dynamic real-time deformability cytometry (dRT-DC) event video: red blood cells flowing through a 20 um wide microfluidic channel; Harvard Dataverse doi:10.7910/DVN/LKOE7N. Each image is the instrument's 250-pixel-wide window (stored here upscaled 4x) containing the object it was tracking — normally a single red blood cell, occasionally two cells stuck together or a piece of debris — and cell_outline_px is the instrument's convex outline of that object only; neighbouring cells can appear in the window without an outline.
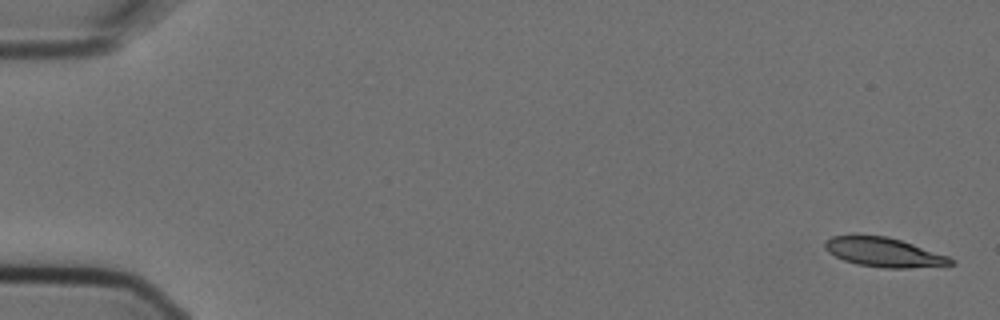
{"species": "Egyptian fruit bat (a non-hibernating species)", "species_latin": "Rousettus aegyptiacus", "temperature_condition": "cold", "stored_images_in_passage": 5, "camera_frame_rate_fps": 3000, "um_per_image_px": 0.085, "animal": {"sex": "female"}, "frame": {"image": 1, "passage_image": 1, "time_ms": 0.0, "image_size_px": [1000, 320], "cell_outline_px": [[956, 264], [908, 268], [884, 268], [856, 264], [844, 260], [828, 252], [824, 248], [824, 240], [832, 236], [888, 236], [948, 256], [956, 260]], "centroid_in_image_um": [75.13, 21.45], "position_along_channel_um": 9.9, "area_um2": 21.27}}
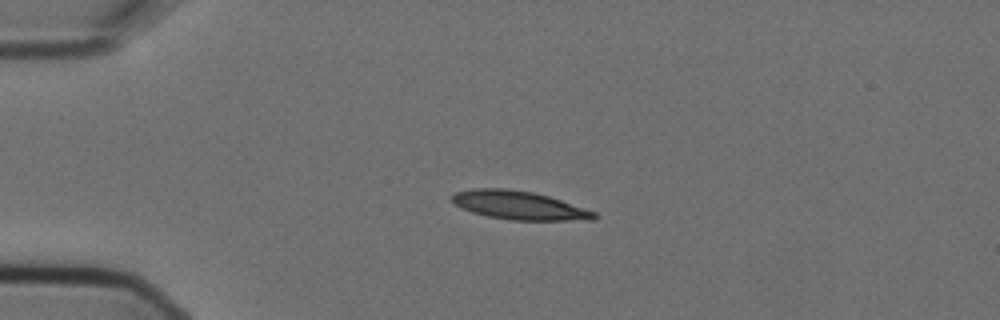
{"frame": {"image": 2, "passage_image": 4, "time_ms": 1.0, "image_size_px": [1000, 320], "cell_outline_px": [[600, 216], [596, 220], [508, 220], [488, 216], [472, 212], [452, 204], [452, 196], [456, 192], [472, 188], [504, 188], [532, 192], [548, 196], [596, 212]], "centroid_in_image_um": [44.12, 17.46], "position_along_channel_um": 40.9, "area_um2": 23.64}}